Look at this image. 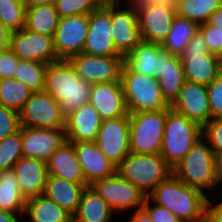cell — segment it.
<instances>
[{"instance_id": "obj_1", "label": "cell", "mask_w": 222, "mask_h": 222, "mask_svg": "<svg viewBox=\"0 0 222 222\" xmlns=\"http://www.w3.org/2000/svg\"><path fill=\"white\" fill-rule=\"evenodd\" d=\"M91 86L76 74L67 59L48 63L46 67L44 91L60 103L65 117L89 103Z\"/></svg>"}, {"instance_id": "obj_2", "label": "cell", "mask_w": 222, "mask_h": 222, "mask_svg": "<svg viewBox=\"0 0 222 222\" xmlns=\"http://www.w3.org/2000/svg\"><path fill=\"white\" fill-rule=\"evenodd\" d=\"M147 197L157 205L169 209L182 222H205L208 196L186 185L173 173L159 183Z\"/></svg>"}, {"instance_id": "obj_3", "label": "cell", "mask_w": 222, "mask_h": 222, "mask_svg": "<svg viewBox=\"0 0 222 222\" xmlns=\"http://www.w3.org/2000/svg\"><path fill=\"white\" fill-rule=\"evenodd\" d=\"M172 170L183 183L203 193L206 189H214L221 183L216 173L214 152L203 137Z\"/></svg>"}, {"instance_id": "obj_4", "label": "cell", "mask_w": 222, "mask_h": 222, "mask_svg": "<svg viewBox=\"0 0 222 222\" xmlns=\"http://www.w3.org/2000/svg\"><path fill=\"white\" fill-rule=\"evenodd\" d=\"M116 172L148 195L159 183L166 180L173 170L160 154L130 152L117 165Z\"/></svg>"}, {"instance_id": "obj_5", "label": "cell", "mask_w": 222, "mask_h": 222, "mask_svg": "<svg viewBox=\"0 0 222 222\" xmlns=\"http://www.w3.org/2000/svg\"><path fill=\"white\" fill-rule=\"evenodd\" d=\"M202 137V127L184 115L167 108L160 155L173 168Z\"/></svg>"}, {"instance_id": "obj_6", "label": "cell", "mask_w": 222, "mask_h": 222, "mask_svg": "<svg viewBox=\"0 0 222 222\" xmlns=\"http://www.w3.org/2000/svg\"><path fill=\"white\" fill-rule=\"evenodd\" d=\"M129 113L167 109L156 77L132 72L123 64L120 77Z\"/></svg>"}, {"instance_id": "obj_7", "label": "cell", "mask_w": 222, "mask_h": 222, "mask_svg": "<svg viewBox=\"0 0 222 222\" xmlns=\"http://www.w3.org/2000/svg\"><path fill=\"white\" fill-rule=\"evenodd\" d=\"M167 109L129 113L130 152L160 154Z\"/></svg>"}, {"instance_id": "obj_8", "label": "cell", "mask_w": 222, "mask_h": 222, "mask_svg": "<svg viewBox=\"0 0 222 222\" xmlns=\"http://www.w3.org/2000/svg\"><path fill=\"white\" fill-rule=\"evenodd\" d=\"M178 57L183 64L185 81L207 87L222 72V59L209 53L199 30Z\"/></svg>"}, {"instance_id": "obj_9", "label": "cell", "mask_w": 222, "mask_h": 222, "mask_svg": "<svg viewBox=\"0 0 222 222\" xmlns=\"http://www.w3.org/2000/svg\"><path fill=\"white\" fill-rule=\"evenodd\" d=\"M20 126L66 128V117L61 105L46 91L33 92L19 112Z\"/></svg>"}, {"instance_id": "obj_10", "label": "cell", "mask_w": 222, "mask_h": 222, "mask_svg": "<svg viewBox=\"0 0 222 222\" xmlns=\"http://www.w3.org/2000/svg\"><path fill=\"white\" fill-rule=\"evenodd\" d=\"M91 186L113 211L141 209L147 195L138 187L125 180L117 172L104 179L95 181Z\"/></svg>"}, {"instance_id": "obj_11", "label": "cell", "mask_w": 222, "mask_h": 222, "mask_svg": "<svg viewBox=\"0 0 222 222\" xmlns=\"http://www.w3.org/2000/svg\"><path fill=\"white\" fill-rule=\"evenodd\" d=\"M83 53L100 56H121L111 34V0L103 2L89 14V26Z\"/></svg>"}, {"instance_id": "obj_12", "label": "cell", "mask_w": 222, "mask_h": 222, "mask_svg": "<svg viewBox=\"0 0 222 222\" xmlns=\"http://www.w3.org/2000/svg\"><path fill=\"white\" fill-rule=\"evenodd\" d=\"M68 60L76 74L90 84L119 81L124 64L123 56H100L83 52Z\"/></svg>"}, {"instance_id": "obj_13", "label": "cell", "mask_w": 222, "mask_h": 222, "mask_svg": "<svg viewBox=\"0 0 222 222\" xmlns=\"http://www.w3.org/2000/svg\"><path fill=\"white\" fill-rule=\"evenodd\" d=\"M95 142L101 152L117 166L130 153L129 114L103 120Z\"/></svg>"}, {"instance_id": "obj_14", "label": "cell", "mask_w": 222, "mask_h": 222, "mask_svg": "<svg viewBox=\"0 0 222 222\" xmlns=\"http://www.w3.org/2000/svg\"><path fill=\"white\" fill-rule=\"evenodd\" d=\"M89 26V15L62 17L53 40L58 59H69L82 53Z\"/></svg>"}, {"instance_id": "obj_15", "label": "cell", "mask_w": 222, "mask_h": 222, "mask_svg": "<svg viewBox=\"0 0 222 222\" xmlns=\"http://www.w3.org/2000/svg\"><path fill=\"white\" fill-rule=\"evenodd\" d=\"M10 49L23 60L47 64L59 60L52 36L37 34L25 28L11 33Z\"/></svg>"}, {"instance_id": "obj_16", "label": "cell", "mask_w": 222, "mask_h": 222, "mask_svg": "<svg viewBox=\"0 0 222 222\" xmlns=\"http://www.w3.org/2000/svg\"><path fill=\"white\" fill-rule=\"evenodd\" d=\"M117 6L119 5L111 1V34L116 51L125 57L142 38L135 6L129 5L126 9H119Z\"/></svg>"}, {"instance_id": "obj_17", "label": "cell", "mask_w": 222, "mask_h": 222, "mask_svg": "<svg viewBox=\"0 0 222 222\" xmlns=\"http://www.w3.org/2000/svg\"><path fill=\"white\" fill-rule=\"evenodd\" d=\"M171 108L203 127L212 119L207 87L185 81Z\"/></svg>"}, {"instance_id": "obj_18", "label": "cell", "mask_w": 222, "mask_h": 222, "mask_svg": "<svg viewBox=\"0 0 222 222\" xmlns=\"http://www.w3.org/2000/svg\"><path fill=\"white\" fill-rule=\"evenodd\" d=\"M66 141L65 129L22 127L24 157L47 161L51 154Z\"/></svg>"}, {"instance_id": "obj_19", "label": "cell", "mask_w": 222, "mask_h": 222, "mask_svg": "<svg viewBox=\"0 0 222 222\" xmlns=\"http://www.w3.org/2000/svg\"><path fill=\"white\" fill-rule=\"evenodd\" d=\"M89 103L94 106L102 120L129 114L121 80L92 84Z\"/></svg>"}, {"instance_id": "obj_20", "label": "cell", "mask_w": 222, "mask_h": 222, "mask_svg": "<svg viewBox=\"0 0 222 222\" xmlns=\"http://www.w3.org/2000/svg\"><path fill=\"white\" fill-rule=\"evenodd\" d=\"M73 144L88 185L116 172L117 166L101 152L95 141Z\"/></svg>"}, {"instance_id": "obj_21", "label": "cell", "mask_w": 222, "mask_h": 222, "mask_svg": "<svg viewBox=\"0 0 222 222\" xmlns=\"http://www.w3.org/2000/svg\"><path fill=\"white\" fill-rule=\"evenodd\" d=\"M136 11L142 41L161 44L171 31L176 10L154 6L136 8Z\"/></svg>"}, {"instance_id": "obj_22", "label": "cell", "mask_w": 222, "mask_h": 222, "mask_svg": "<svg viewBox=\"0 0 222 222\" xmlns=\"http://www.w3.org/2000/svg\"><path fill=\"white\" fill-rule=\"evenodd\" d=\"M102 121L93 105H82L66 117V140L71 143L96 141Z\"/></svg>"}, {"instance_id": "obj_23", "label": "cell", "mask_w": 222, "mask_h": 222, "mask_svg": "<svg viewBox=\"0 0 222 222\" xmlns=\"http://www.w3.org/2000/svg\"><path fill=\"white\" fill-rule=\"evenodd\" d=\"M13 170L19 182L22 195L26 198L43 195L48 177L46 161L37 158H20Z\"/></svg>"}, {"instance_id": "obj_24", "label": "cell", "mask_w": 222, "mask_h": 222, "mask_svg": "<svg viewBox=\"0 0 222 222\" xmlns=\"http://www.w3.org/2000/svg\"><path fill=\"white\" fill-rule=\"evenodd\" d=\"M48 175L75 183H87L74 144L66 141L46 161Z\"/></svg>"}, {"instance_id": "obj_25", "label": "cell", "mask_w": 222, "mask_h": 222, "mask_svg": "<svg viewBox=\"0 0 222 222\" xmlns=\"http://www.w3.org/2000/svg\"><path fill=\"white\" fill-rule=\"evenodd\" d=\"M87 183H75L56 176L48 175L43 195L53 200L72 216L76 213L82 193Z\"/></svg>"}, {"instance_id": "obj_26", "label": "cell", "mask_w": 222, "mask_h": 222, "mask_svg": "<svg viewBox=\"0 0 222 222\" xmlns=\"http://www.w3.org/2000/svg\"><path fill=\"white\" fill-rule=\"evenodd\" d=\"M156 78L163 98L171 106L185 82L183 64L179 57L162 49L160 74Z\"/></svg>"}, {"instance_id": "obj_27", "label": "cell", "mask_w": 222, "mask_h": 222, "mask_svg": "<svg viewBox=\"0 0 222 222\" xmlns=\"http://www.w3.org/2000/svg\"><path fill=\"white\" fill-rule=\"evenodd\" d=\"M161 59V44L141 41L124 57V64L132 72L157 77L160 74Z\"/></svg>"}, {"instance_id": "obj_28", "label": "cell", "mask_w": 222, "mask_h": 222, "mask_svg": "<svg viewBox=\"0 0 222 222\" xmlns=\"http://www.w3.org/2000/svg\"><path fill=\"white\" fill-rule=\"evenodd\" d=\"M113 210L94 188L87 186L81 196L73 222H111Z\"/></svg>"}, {"instance_id": "obj_29", "label": "cell", "mask_w": 222, "mask_h": 222, "mask_svg": "<svg viewBox=\"0 0 222 222\" xmlns=\"http://www.w3.org/2000/svg\"><path fill=\"white\" fill-rule=\"evenodd\" d=\"M24 214L31 222H73L69 212L44 195L28 198Z\"/></svg>"}, {"instance_id": "obj_30", "label": "cell", "mask_w": 222, "mask_h": 222, "mask_svg": "<svg viewBox=\"0 0 222 222\" xmlns=\"http://www.w3.org/2000/svg\"><path fill=\"white\" fill-rule=\"evenodd\" d=\"M59 20L55 4L29 7L26 9L24 28L37 34L54 37Z\"/></svg>"}, {"instance_id": "obj_31", "label": "cell", "mask_w": 222, "mask_h": 222, "mask_svg": "<svg viewBox=\"0 0 222 222\" xmlns=\"http://www.w3.org/2000/svg\"><path fill=\"white\" fill-rule=\"evenodd\" d=\"M26 198L13 169L0 171V210L24 216Z\"/></svg>"}, {"instance_id": "obj_32", "label": "cell", "mask_w": 222, "mask_h": 222, "mask_svg": "<svg viewBox=\"0 0 222 222\" xmlns=\"http://www.w3.org/2000/svg\"><path fill=\"white\" fill-rule=\"evenodd\" d=\"M199 25L176 14L173 26L167 37L161 43L162 49L173 56H179L198 31Z\"/></svg>"}, {"instance_id": "obj_33", "label": "cell", "mask_w": 222, "mask_h": 222, "mask_svg": "<svg viewBox=\"0 0 222 222\" xmlns=\"http://www.w3.org/2000/svg\"><path fill=\"white\" fill-rule=\"evenodd\" d=\"M32 90L14 78L0 79V104L20 112Z\"/></svg>"}, {"instance_id": "obj_34", "label": "cell", "mask_w": 222, "mask_h": 222, "mask_svg": "<svg viewBox=\"0 0 222 222\" xmlns=\"http://www.w3.org/2000/svg\"><path fill=\"white\" fill-rule=\"evenodd\" d=\"M222 6V0H187L177 5L176 14L198 25L208 22L211 14Z\"/></svg>"}, {"instance_id": "obj_35", "label": "cell", "mask_w": 222, "mask_h": 222, "mask_svg": "<svg viewBox=\"0 0 222 222\" xmlns=\"http://www.w3.org/2000/svg\"><path fill=\"white\" fill-rule=\"evenodd\" d=\"M47 63L19 59L14 79L29 87L32 92L43 91Z\"/></svg>"}, {"instance_id": "obj_36", "label": "cell", "mask_w": 222, "mask_h": 222, "mask_svg": "<svg viewBox=\"0 0 222 222\" xmlns=\"http://www.w3.org/2000/svg\"><path fill=\"white\" fill-rule=\"evenodd\" d=\"M26 9L23 0H0V21L11 33L23 29Z\"/></svg>"}, {"instance_id": "obj_37", "label": "cell", "mask_w": 222, "mask_h": 222, "mask_svg": "<svg viewBox=\"0 0 222 222\" xmlns=\"http://www.w3.org/2000/svg\"><path fill=\"white\" fill-rule=\"evenodd\" d=\"M22 157L21 126L18 132L0 140V171L13 169L15 163Z\"/></svg>"}, {"instance_id": "obj_38", "label": "cell", "mask_w": 222, "mask_h": 222, "mask_svg": "<svg viewBox=\"0 0 222 222\" xmlns=\"http://www.w3.org/2000/svg\"><path fill=\"white\" fill-rule=\"evenodd\" d=\"M103 0H55L59 17L89 15Z\"/></svg>"}, {"instance_id": "obj_39", "label": "cell", "mask_w": 222, "mask_h": 222, "mask_svg": "<svg viewBox=\"0 0 222 222\" xmlns=\"http://www.w3.org/2000/svg\"><path fill=\"white\" fill-rule=\"evenodd\" d=\"M19 112L0 104V140L20 130Z\"/></svg>"}, {"instance_id": "obj_40", "label": "cell", "mask_w": 222, "mask_h": 222, "mask_svg": "<svg viewBox=\"0 0 222 222\" xmlns=\"http://www.w3.org/2000/svg\"><path fill=\"white\" fill-rule=\"evenodd\" d=\"M198 30L202 33L206 41L209 53L222 59V31L209 22L200 24Z\"/></svg>"}, {"instance_id": "obj_41", "label": "cell", "mask_w": 222, "mask_h": 222, "mask_svg": "<svg viewBox=\"0 0 222 222\" xmlns=\"http://www.w3.org/2000/svg\"><path fill=\"white\" fill-rule=\"evenodd\" d=\"M202 137L213 152L222 151V118H212L202 127Z\"/></svg>"}, {"instance_id": "obj_42", "label": "cell", "mask_w": 222, "mask_h": 222, "mask_svg": "<svg viewBox=\"0 0 222 222\" xmlns=\"http://www.w3.org/2000/svg\"><path fill=\"white\" fill-rule=\"evenodd\" d=\"M212 118H222V72L207 86Z\"/></svg>"}, {"instance_id": "obj_43", "label": "cell", "mask_w": 222, "mask_h": 222, "mask_svg": "<svg viewBox=\"0 0 222 222\" xmlns=\"http://www.w3.org/2000/svg\"><path fill=\"white\" fill-rule=\"evenodd\" d=\"M149 200L146 197L142 208L148 213L152 222H182L169 209L157 204L152 207Z\"/></svg>"}, {"instance_id": "obj_44", "label": "cell", "mask_w": 222, "mask_h": 222, "mask_svg": "<svg viewBox=\"0 0 222 222\" xmlns=\"http://www.w3.org/2000/svg\"><path fill=\"white\" fill-rule=\"evenodd\" d=\"M19 58L10 48L0 53V79L14 78Z\"/></svg>"}, {"instance_id": "obj_45", "label": "cell", "mask_w": 222, "mask_h": 222, "mask_svg": "<svg viewBox=\"0 0 222 222\" xmlns=\"http://www.w3.org/2000/svg\"><path fill=\"white\" fill-rule=\"evenodd\" d=\"M209 199H206L205 222H222V202L215 205Z\"/></svg>"}, {"instance_id": "obj_46", "label": "cell", "mask_w": 222, "mask_h": 222, "mask_svg": "<svg viewBox=\"0 0 222 222\" xmlns=\"http://www.w3.org/2000/svg\"><path fill=\"white\" fill-rule=\"evenodd\" d=\"M154 6L163 7L166 10H176L177 8L174 0H139L135 8H152Z\"/></svg>"}, {"instance_id": "obj_47", "label": "cell", "mask_w": 222, "mask_h": 222, "mask_svg": "<svg viewBox=\"0 0 222 222\" xmlns=\"http://www.w3.org/2000/svg\"><path fill=\"white\" fill-rule=\"evenodd\" d=\"M11 32L0 21V53L10 48Z\"/></svg>"}, {"instance_id": "obj_48", "label": "cell", "mask_w": 222, "mask_h": 222, "mask_svg": "<svg viewBox=\"0 0 222 222\" xmlns=\"http://www.w3.org/2000/svg\"><path fill=\"white\" fill-rule=\"evenodd\" d=\"M128 222H152L148 213L143 209L135 210Z\"/></svg>"}, {"instance_id": "obj_49", "label": "cell", "mask_w": 222, "mask_h": 222, "mask_svg": "<svg viewBox=\"0 0 222 222\" xmlns=\"http://www.w3.org/2000/svg\"><path fill=\"white\" fill-rule=\"evenodd\" d=\"M208 22L211 25L218 27L222 31V6L217 8L210 16Z\"/></svg>"}, {"instance_id": "obj_50", "label": "cell", "mask_w": 222, "mask_h": 222, "mask_svg": "<svg viewBox=\"0 0 222 222\" xmlns=\"http://www.w3.org/2000/svg\"><path fill=\"white\" fill-rule=\"evenodd\" d=\"M17 213L6 210H0V222H20Z\"/></svg>"}, {"instance_id": "obj_51", "label": "cell", "mask_w": 222, "mask_h": 222, "mask_svg": "<svg viewBox=\"0 0 222 222\" xmlns=\"http://www.w3.org/2000/svg\"><path fill=\"white\" fill-rule=\"evenodd\" d=\"M215 168L218 178L222 184V151L214 152Z\"/></svg>"}, {"instance_id": "obj_52", "label": "cell", "mask_w": 222, "mask_h": 222, "mask_svg": "<svg viewBox=\"0 0 222 222\" xmlns=\"http://www.w3.org/2000/svg\"><path fill=\"white\" fill-rule=\"evenodd\" d=\"M26 8L35 7L38 5H45V4H54L55 0H23Z\"/></svg>"}, {"instance_id": "obj_53", "label": "cell", "mask_w": 222, "mask_h": 222, "mask_svg": "<svg viewBox=\"0 0 222 222\" xmlns=\"http://www.w3.org/2000/svg\"><path fill=\"white\" fill-rule=\"evenodd\" d=\"M111 1H114L118 5L121 4L120 0H111ZM129 2H130V4H129ZM138 2H139V0H128V4L131 6H135Z\"/></svg>"}, {"instance_id": "obj_54", "label": "cell", "mask_w": 222, "mask_h": 222, "mask_svg": "<svg viewBox=\"0 0 222 222\" xmlns=\"http://www.w3.org/2000/svg\"><path fill=\"white\" fill-rule=\"evenodd\" d=\"M175 1V3H176V6L178 5V4H180L181 2H184V1H187V0H174Z\"/></svg>"}]
</instances>
